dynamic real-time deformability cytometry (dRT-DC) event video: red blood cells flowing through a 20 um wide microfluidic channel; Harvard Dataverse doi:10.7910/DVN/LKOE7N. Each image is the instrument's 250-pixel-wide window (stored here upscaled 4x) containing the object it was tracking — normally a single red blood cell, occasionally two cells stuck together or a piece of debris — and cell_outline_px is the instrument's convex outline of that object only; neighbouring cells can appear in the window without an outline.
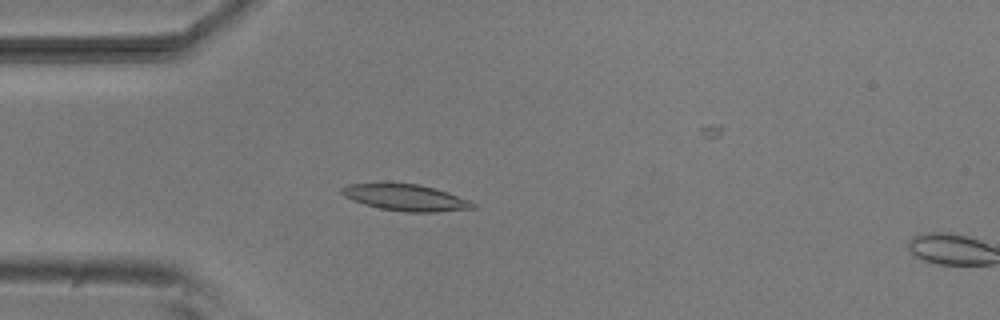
{"species": "common noctule bat (a hibernating species)", "species_latin": "Nyctalus noctula", "temperature_condition": "room temperature", "stored_images_in_passage": 16, "camera_frame_rate_fps": 3000, "um_per_image_px": 0.085, "animal": {"sex": "male", "body_mass_g": 20.5, "forearm_length_mm": 52.5}, "frame": {"image": 1, "passage_image": 14, "time_ms": 4.333, "image_size_px": [1000, 320], "cell_outline_px": [[476, 208], [436, 212], [404, 212], [380, 208], [364, 204], [352, 200], [344, 196], [340, 192], [340, 188], [348, 184], [420, 184], [436, 188], [448, 192], [468, 200], [476, 204]], "centroid_in_image_um": [34.5, 16.8], "position_along_channel_um": 50.5, "area_um2": 20.06}}